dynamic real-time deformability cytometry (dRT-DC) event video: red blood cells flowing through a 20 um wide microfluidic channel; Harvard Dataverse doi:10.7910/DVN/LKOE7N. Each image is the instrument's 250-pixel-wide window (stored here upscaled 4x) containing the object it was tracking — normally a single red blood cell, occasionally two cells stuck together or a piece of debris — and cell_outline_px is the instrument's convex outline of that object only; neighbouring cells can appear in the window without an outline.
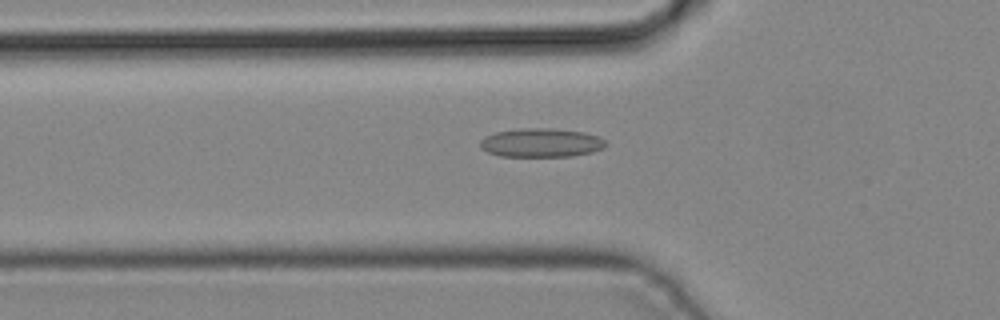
{"species": "common noctule bat (a hibernating species)", "species_latin": "Nyctalus noctula", "temperature_condition": "cold", "stored_images_in_passage": 32, "camera_frame_rate_fps": 3000, "um_per_image_px": 0.085, "animal": {"sex": "male", "body_mass_g": 19.2, "forearm_length_mm": 51.8}, "frame": {"image": 1, "passage_image": 4, "time_ms": 1.0, "image_size_px": [1000, 320], "cell_outline_px": [[608, 144], [604, 148], [592, 152], [572, 156], [500, 156], [488, 152], [480, 148], [480, 140], [484, 136], [496, 132], [520, 128], [548, 128], [584, 132], [596, 136], [604, 140]], "centroid_in_image_um": [45.98, 12.13], "position_along_channel_um": 79.8, "area_um2": 21.1}}
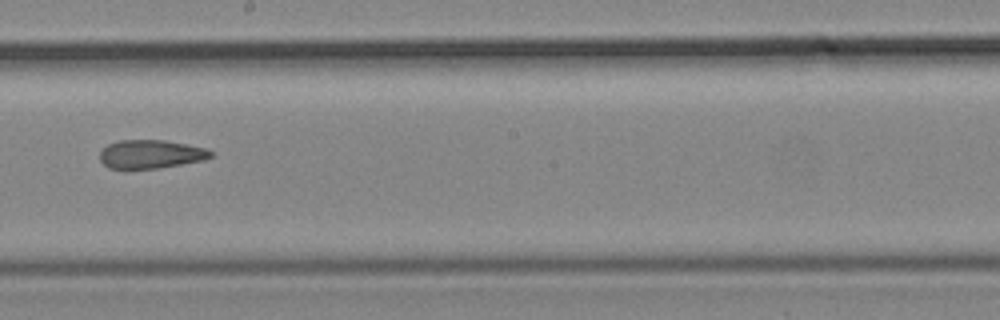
{"frame": {"image": 2, "passage_image": 14, "time_ms": 4.333, "image_size_px": [1000, 320], "cell_outline_px": [[216, 152], [212, 156], [204, 160], [156, 168], [108, 168], [100, 160], [100, 152], [108, 144], [120, 140], [164, 140], [204, 148]], "centroid_in_image_um": [12.82, 13.1], "position_along_channel_um": 235.4, "area_um2": 18.21}}
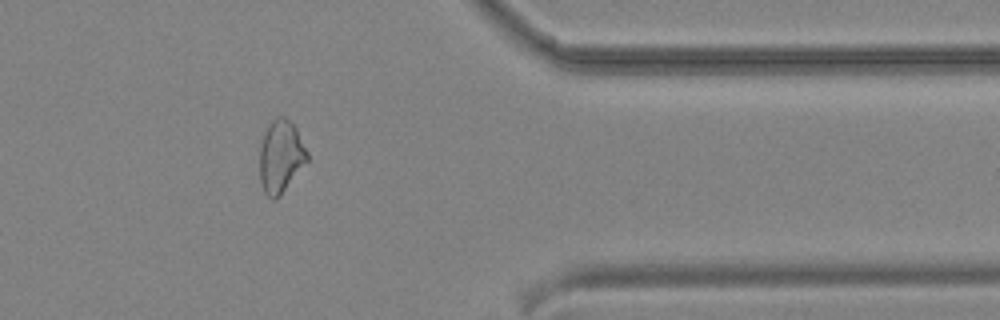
{"frame": {"image": 3, "passage_image": 25, "time_ms": 8.0, "image_size_px": [1000, 320], "cell_outline_px": [[308, 160], [280, 196], [276, 200], [272, 200], [264, 192], [260, 180], [260, 148], [264, 132], [268, 124], [276, 116], [284, 116], [296, 128], [308, 152]], "centroid_in_image_um": [23.86, 13.3], "position_along_channel_um": 387.5, "area_um2": 20.11}}